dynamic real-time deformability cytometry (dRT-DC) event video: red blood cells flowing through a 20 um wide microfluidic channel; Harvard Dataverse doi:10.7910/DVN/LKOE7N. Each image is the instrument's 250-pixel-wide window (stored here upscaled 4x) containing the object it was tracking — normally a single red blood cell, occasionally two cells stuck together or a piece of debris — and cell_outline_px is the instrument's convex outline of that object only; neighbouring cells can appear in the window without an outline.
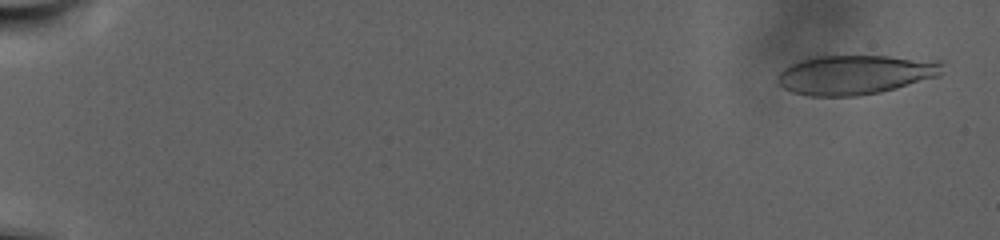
{"species": "human", "species_latin": "Homo sapiens", "temperature_condition": "warm", "stored_images_in_passage": 16, "camera_frame_rate_fps": 3000, "um_per_image_px": 0.085, "donor": {"sex": "male"}, "frame": {"image": 1, "passage_image": 3, "time_ms": 0.667, "image_size_px": [1000, 240], "cell_outline_px": [[944, 64], [940, 76], [896, 88], [880, 92], [856, 96], [808, 96], [792, 92], [776, 84], [776, 80], [780, 72], [784, 68], [800, 60], [816, 56], [888, 56], [944, 60]], "centroid_in_image_um": [72.72, 6.34], "position_along_channel_um": 12.3, "area_um2": 38.21}}
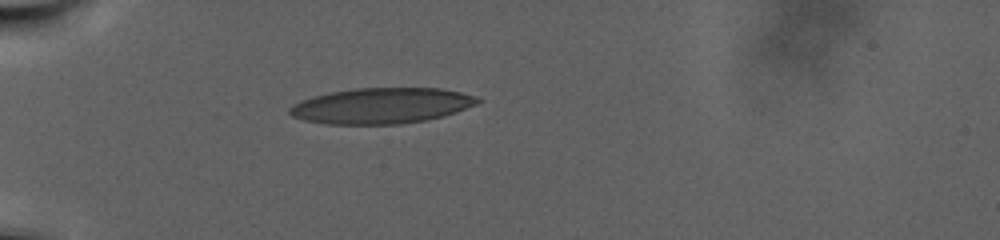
{"frame": {"image": 2, "passage_image": 13, "time_ms": 4.0, "image_size_px": [1000, 240], "cell_outline_px": [[484, 100], [476, 104], [456, 112], [444, 116], [428, 120], [400, 124], [328, 124], [304, 120], [292, 116], [288, 112], [288, 108], [292, 104], [300, 100], [312, 96], [328, 92], [356, 88], [440, 88], [460, 92], [476, 96]], "centroid_in_image_um": [32.41, 8.98], "position_along_channel_um": 52.6, "area_um2": 39.42}}
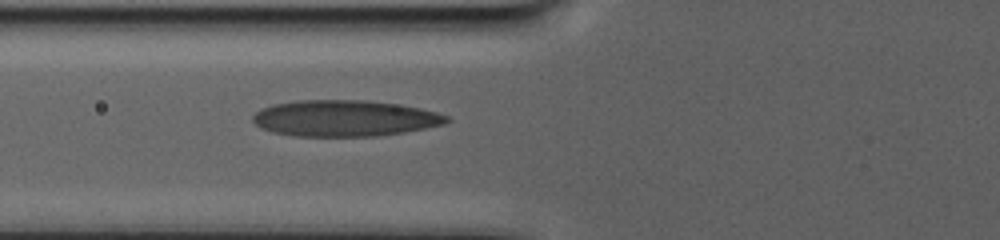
{"frame": {"image": 3, "passage_image": 16, "time_ms": 5.0, "image_size_px": [1000, 240], "cell_outline_px": [[452, 120], [444, 124], [404, 132], [376, 136], [296, 136], [272, 132], [260, 128], [252, 120], [252, 116], [260, 108], [272, 104], [296, 100], [364, 100], [420, 108], [436, 112], [448, 116]], "centroid_in_image_um": [29.25, 10.05], "position_along_channel_um": 96.6, "area_um2": 40.86}}